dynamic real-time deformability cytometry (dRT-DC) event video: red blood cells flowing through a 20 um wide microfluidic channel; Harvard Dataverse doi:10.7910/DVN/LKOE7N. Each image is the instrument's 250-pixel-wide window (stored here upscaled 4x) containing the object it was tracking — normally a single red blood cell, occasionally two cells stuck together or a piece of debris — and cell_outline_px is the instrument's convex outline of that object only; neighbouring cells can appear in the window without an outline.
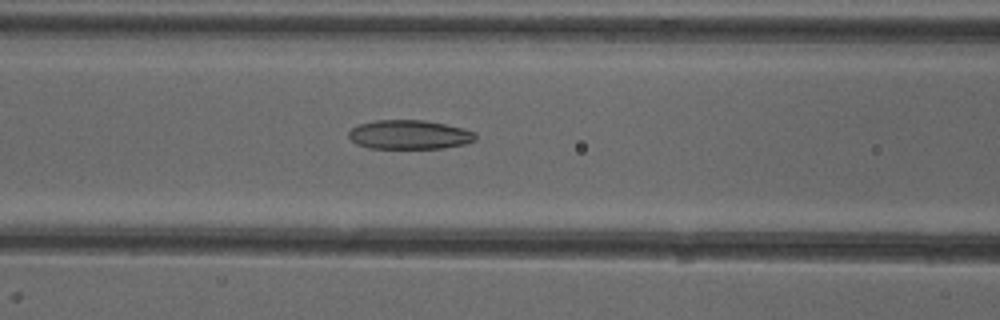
{"species": "common noctule bat (a hibernating species)", "species_latin": "Nyctalus noctula", "temperature_condition": "cold", "stored_images_in_passage": 51, "camera_frame_rate_fps": 3000, "um_per_image_px": 0.085, "animal": {"sex": "female"}, "frame": {"image": 1, "passage_image": 21, "time_ms": 6.667, "image_size_px": [1000, 320], "cell_outline_px": [[476, 140], [468, 144], [444, 148], [368, 148], [356, 144], [348, 136], [348, 132], [352, 128], [360, 124], [376, 120], [424, 120], [464, 128], [476, 132]], "centroid_in_image_um": [34.83, 11.45], "position_along_channel_um": 131.8, "area_um2": 21.68}}
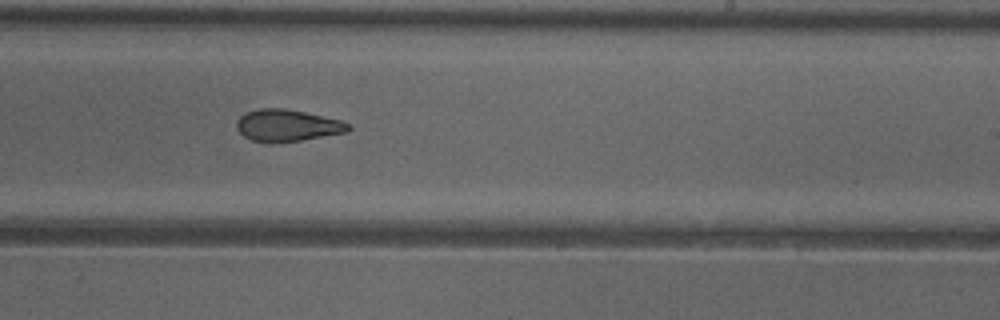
{"frame": {"image": 2, "passage_image": 31, "time_ms": 10.0, "image_size_px": [1000, 320], "cell_outline_px": [[352, 128], [348, 132], [300, 140], [272, 144], [252, 140], [244, 136], [236, 128], [236, 120], [240, 116], [248, 112], [260, 108], [284, 108], [304, 112], [340, 120], [348, 124]], "centroid_in_image_um": [24.39, 10.67], "position_along_channel_um": 264.6, "area_um2": 20.75}}
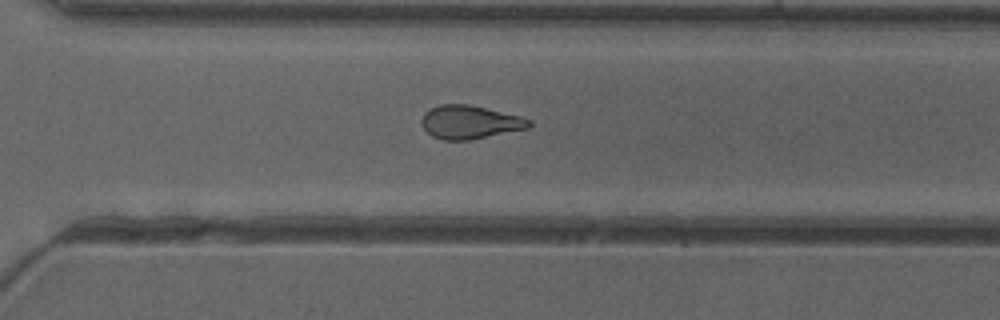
{"frame": {"image": 3, "passage_image": 36, "time_ms": 11.667, "image_size_px": [1000, 320], "cell_outline_px": [[532, 124], [528, 128], [472, 140], [444, 140], [432, 136], [424, 128], [420, 120], [424, 112], [428, 108], [440, 104], [468, 104], [524, 116], [532, 120]], "centroid_in_image_um": [39.95, 10.37], "position_along_channel_um": 330.6, "area_um2": 21.27}, "authors_computed_cell_mechanics": {"area_um2": 21.964, "velocity_mm_per_s": 3.9842, "shape_relaxation_time_tau1_ms": null, "shape_relaxation_time_tau2_ms": 3.6677, "deformation_change_tau1": null, "deformation_change_tau2": 0.1233}}